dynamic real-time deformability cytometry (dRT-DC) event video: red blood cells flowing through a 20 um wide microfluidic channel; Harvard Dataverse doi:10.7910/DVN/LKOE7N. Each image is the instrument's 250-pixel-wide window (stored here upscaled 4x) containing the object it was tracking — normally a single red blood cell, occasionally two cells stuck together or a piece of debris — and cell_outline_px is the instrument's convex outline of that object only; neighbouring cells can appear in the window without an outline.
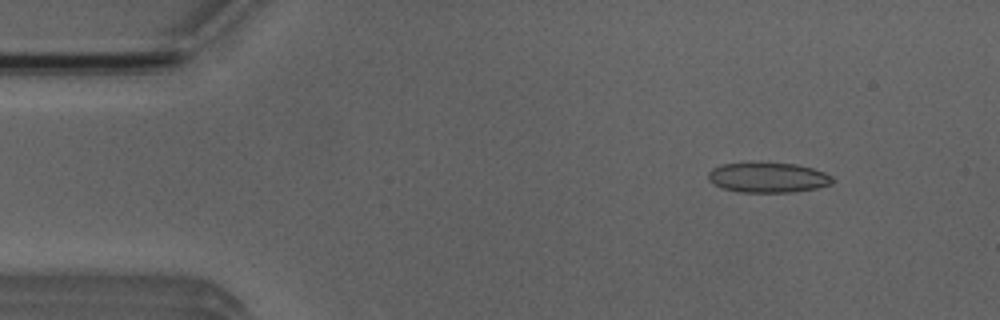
{"species": "Egyptian fruit bat (a non-hibernating species)", "species_latin": "Rousettus aegyptiacus", "temperature_condition": "room temperature", "stored_images_in_passage": 5, "camera_frame_rate_fps": 3000, "um_per_image_px": 0.085, "animal": {"sex": "male"}, "frame": {"image": 1, "passage_image": 2, "time_ms": 1.333, "image_size_px": [1000, 320], "cell_outline_px": [[832, 184], [816, 188], [792, 192], [740, 192], [724, 188], [712, 184], [708, 180], [708, 172], [712, 168], [720, 164], [796, 164], [812, 168], [824, 172], [832, 176]], "centroid_in_image_um": [65.26, 15.11], "position_along_channel_um": 19.7, "area_um2": 21.39}}